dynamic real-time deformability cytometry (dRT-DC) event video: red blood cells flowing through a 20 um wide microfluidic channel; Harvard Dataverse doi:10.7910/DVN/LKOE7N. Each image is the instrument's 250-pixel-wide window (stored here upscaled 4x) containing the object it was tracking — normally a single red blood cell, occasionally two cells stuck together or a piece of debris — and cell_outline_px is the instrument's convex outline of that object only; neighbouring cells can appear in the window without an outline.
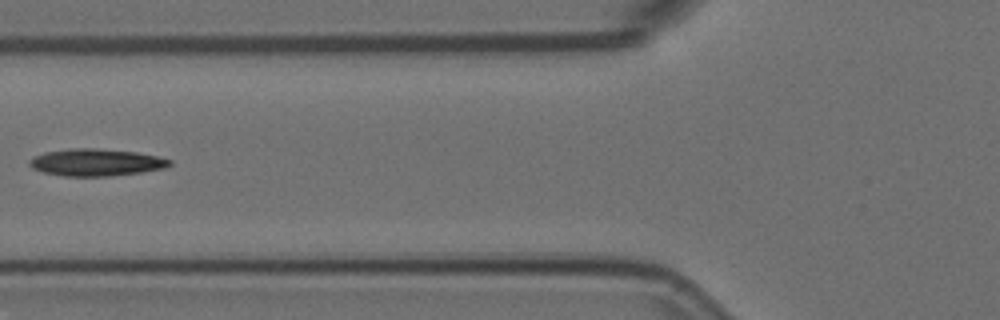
{"species": "Egyptian fruit bat (a non-hibernating species)", "species_latin": "Rousettus aegyptiacus", "temperature_condition": "room temperature", "stored_images_in_passage": 7, "camera_frame_rate_fps": 3000, "um_per_image_px": 0.085, "animal": {"sex": "female"}, "frame": {"image": 1, "passage_image": 6, "time_ms": 1.667, "image_size_px": [1000, 320], "cell_outline_px": [[172, 164], [164, 168], [140, 172], [108, 176], [64, 176], [44, 172], [32, 168], [28, 164], [28, 160], [44, 152], [76, 148], [92, 148], [136, 152], [156, 156], [172, 160]], "centroid_in_image_um": [8.15, 13.8], "position_along_channel_um": 117.6, "area_um2": 21.91}}
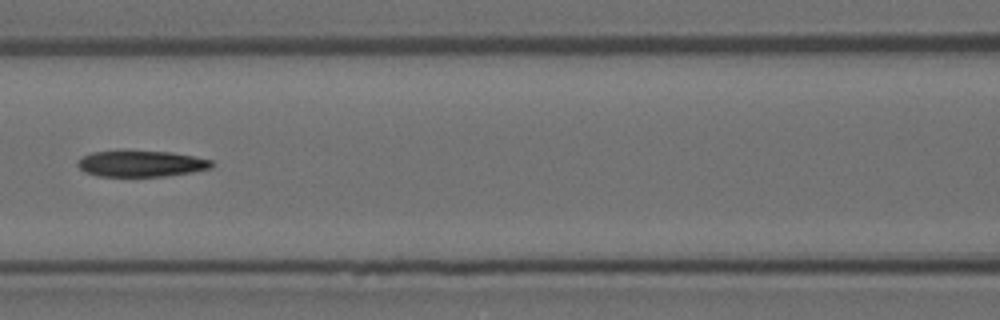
{"frame": {"image": 2, "passage_image": 7, "time_ms": 2.0, "image_size_px": [1000, 320], "cell_outline_px": [[212, 168], [192, 172], [164, 176], [96, 176], [84, 172], [76, 164], [84, 156], [92, 152], [120, 148], [124, 148], [172, 152], [212, 160]], "centroid_in_image_um": [11.95, 13.87], "position_along_channel_um": 154.7, "area_um2": 21.15}}